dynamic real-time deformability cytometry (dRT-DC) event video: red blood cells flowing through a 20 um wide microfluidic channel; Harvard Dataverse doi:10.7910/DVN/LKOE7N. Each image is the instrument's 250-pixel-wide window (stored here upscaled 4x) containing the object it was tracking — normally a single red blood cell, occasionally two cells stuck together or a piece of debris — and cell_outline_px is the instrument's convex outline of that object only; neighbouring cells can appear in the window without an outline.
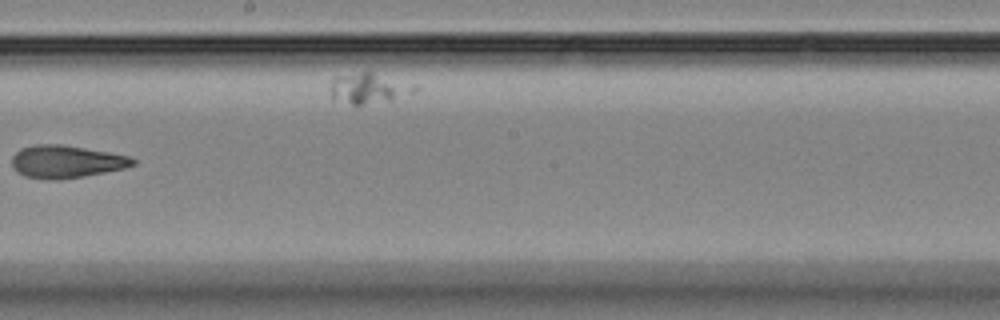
{"species": "Egyptian fruit bat (a non-hibernating species)", "species_latin": "Rousettus aegyptiacus", "temperature_condition": "room temperature", "stored_images_in_passage": 15, "segment_of_instrument_passage": [1, 2], "camera_frame_rate_fps": 3000, "um_per_image_px": 0.085, "animal": {"sex": "female"}, "frame": {"image": 1, "passage_image": 9, "time_ms": 10.667, "image_size_px": [1000, 320], "cell_outline_px": [[136, 164], [124, 168], [84, 176], [60, 180], [48, 180], [24, 176], [16, 172], [12, 168], [12, 156], [20, 148], [36, 144], [60, 144], [108, 152], [128, 156], [136, 160]], "centroid_in_image_um": [5.58, 13.75], "position_along_channel_um": 242.6, "area_um2": 23.06}}